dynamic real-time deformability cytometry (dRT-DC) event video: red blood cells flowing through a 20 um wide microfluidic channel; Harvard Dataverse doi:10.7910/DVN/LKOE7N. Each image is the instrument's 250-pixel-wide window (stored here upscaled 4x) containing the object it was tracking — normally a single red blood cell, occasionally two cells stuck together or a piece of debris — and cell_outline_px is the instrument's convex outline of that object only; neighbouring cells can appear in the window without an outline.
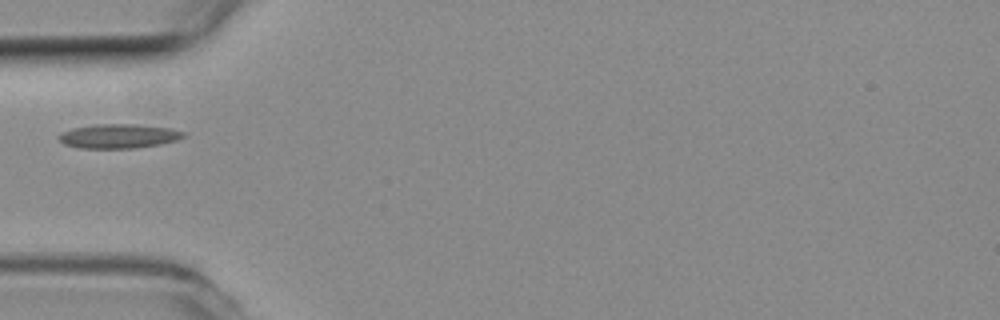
{"species": "common noctule bat (a hibernating species)", "species_latin": "Nyctalus noctula", "temperature_condition": "room temperature", "stored_images_in_passage": 1, "camera_frame_rate_fps": 3000, "um_per_image_px": 0.085, "animal": {"sex": "female", "body_mass_g": 19.3, "forearm_length_mm": 54.1}, "frame": {"image": 1, "passage_image": 1, "time_ms": 0.0, "image_size_px": [1000, 320], "cell_outline_px": [[184, 136], [176, 140], [160, 144], [136, 148], [80, 148], [64, 144], [56, 136], [60, 132], [72, 128], [96, 124], [136, 124], [172, 128], [184, 132]], "centroid_in_image_um": [10.05, 11.56], "position_along_channel_um": 74.9, "area_um2": 17.69}}